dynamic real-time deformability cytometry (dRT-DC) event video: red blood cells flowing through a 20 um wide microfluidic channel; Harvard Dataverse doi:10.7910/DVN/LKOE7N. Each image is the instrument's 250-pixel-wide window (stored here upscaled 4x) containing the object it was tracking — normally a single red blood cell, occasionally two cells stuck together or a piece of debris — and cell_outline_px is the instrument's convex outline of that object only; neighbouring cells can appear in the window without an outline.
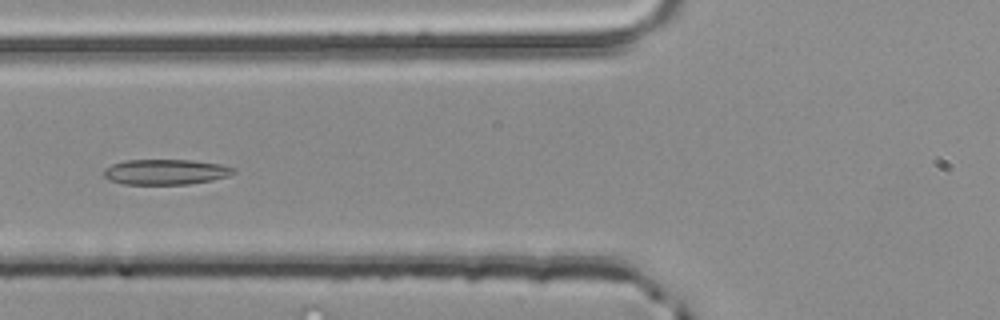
{"species": "common noctule bat (a hibernating species)", "species_latin": "Nyctalus noctula", "temperature_condition": "room temperature", "stored_images_in_passage": 38, "camera_frame_rate_fps": 3000, "um_per_image_px": 0.085, "animal": {"sex": "male", "body_mass_g": 20.4}, "frame": {"image": 1, "passage_image": 6, "time_ms": 1.667, "image_size_px": [1000, 320], "cell_outline_px": [[236, 172], [228, 176], [212, 180], [188, 184], [124, 184], [112, 180], [104, 176], [104, 168], [112, 164], [124, 160], [192, 160], [220, 164], [236, 168]], "centroid_in_image_um": [14.1, 14.6], "position_along_channel_um": 111.7, "area_um2": 19.13}}
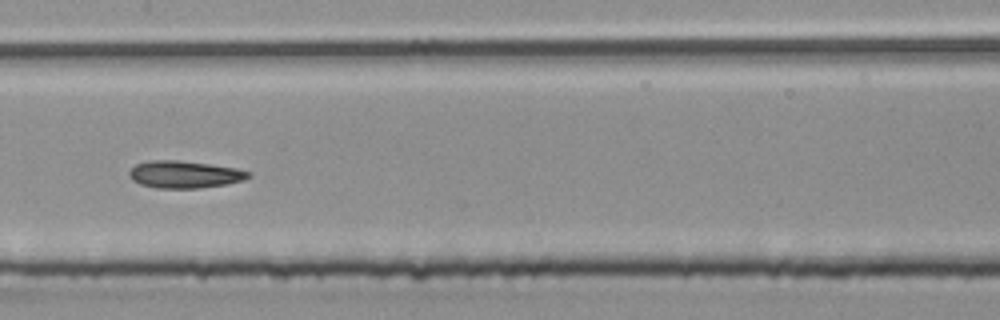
{"frame": {"image": 2, "passage_image": 12, "time_ms": 3.667, "image_size_px": [1000, 320], "cell_outline_px": [[252, 176], [244, 180], [228, 184], [200, 188], [156, 188], [140, 184], [132, 180], [128, 176], [128, 172], [136, 164], [152, 160], [176, 160], [208, 164], [236, 168], [252, 172]], "centroid_in_image_um": [15.7, 14.83], "position_along_channel_um": 191.7, "area_um2": 19.02}}
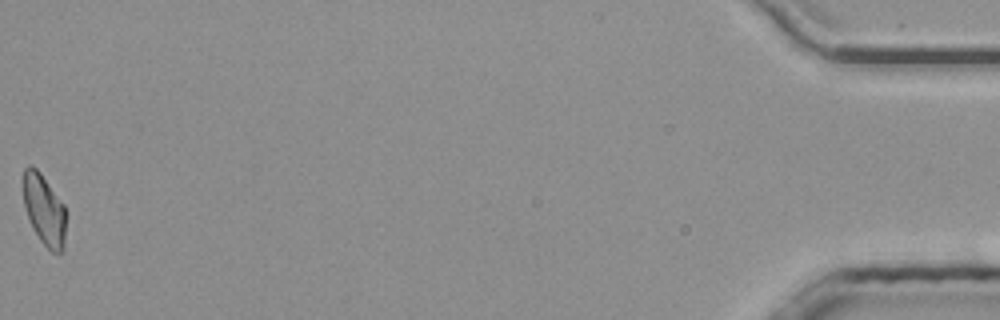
{"frame": {"image": 3, "passage_image": 38, "time_ms": 12.333, "image_size_px": [1000, 320], "cell_outline_px": [[64, 248], [60, 252], [52, 252], [40, 240], [32, 228], [24, 204], [20, 184], [20, 180], [24, 168], [28, 164], [32, 164], [40, 172], [64, 204]], "centroid_in_image_um": [3.68, 17.74], "position_along_channel_um": 431.5, "area_um2": 17.86}, "authors_computed_cell_mechanics": {"area_um2": 18.2648, "velocity_mm_per_s": 3.9799, "shape_relaxation_time_tau1_ms": 10.116, "shape_relaxation_time_tau2_ms": 1.9295, "deformation_change_tau1": 0.1882, "deformation_change_tau2": 0.0633}}